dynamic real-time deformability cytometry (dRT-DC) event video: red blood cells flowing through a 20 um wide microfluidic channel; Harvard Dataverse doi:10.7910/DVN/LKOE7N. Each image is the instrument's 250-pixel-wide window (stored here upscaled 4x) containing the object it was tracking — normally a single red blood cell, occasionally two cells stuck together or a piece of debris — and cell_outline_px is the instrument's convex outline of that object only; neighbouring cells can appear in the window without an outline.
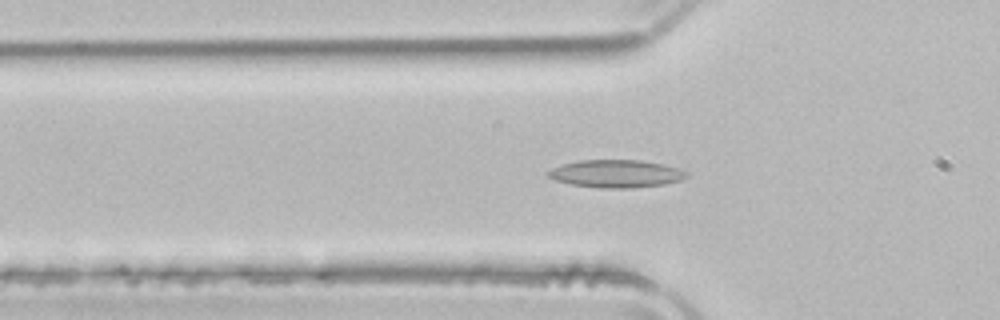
{"species": "common noctule bat (a hibernating species)", "species_latin": "Nyctalus noctula", "temperature_condition": "room temperature", "stored_images_in_passage": 53, "camera_frame_rate_fps": 3000, "um_per_image_px": 0.085, "animal": {"sex": "male", "body_mass_g": 21.5, "forearm_length_mm": 52.0}, "frame": {"image": 1, "passage_image": 17, "time_ms": 5.333, "image_size_px": [1000, 320], "cell_outline_px": [[688, 176], [680, 180], [664, 184], [632, 188], [600, 188], [572, 184], [556, 180], [548, 176], [548, 172], [552, 168], [564, 164], [580, 160], [640, 160], [664, 164], [688, 172]], "centroid_in_image_um": [52.39, 14.76], "position_along_channel_um": 73.4, "area_um2": 22.14}}
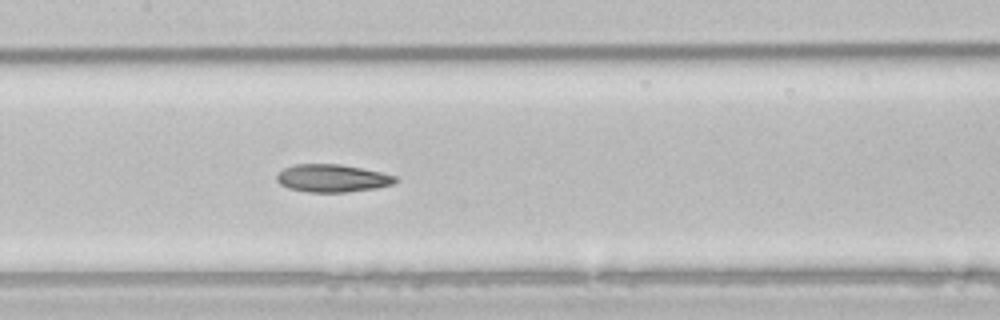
{"frame": {"image": 2, "passage_image": 25, "time_ms": 8.0, "image_size_px": [1000, 320], "cell_outline_px": [[400, 180], [392, 184], [376, 188], [348, 192], [308, 192], [288, 188], [280, 184], [276, 180], [276, 176], [284, 168], [296, 164], [340, 164], [380, 172], [396, 176]], "centroid_in_image_um": [28.25, 15.15], "position_along_channel_um": 179.2, "area_um2": 19.13}}
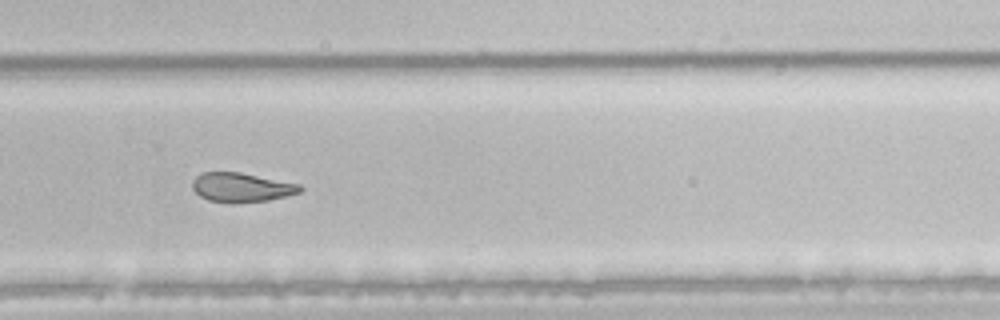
{"frame": {"image": 3, "passage_image": 35, "time_ms": 11.333, "image_size_px": [1000, 320], "cell_outline_px": [[304, 188], [300, 192], [268, 200], [232, 204], [208, 200], [200, 196], [192, 188], [192, 180], [200, 172], [240, 172], [300, 184]], "centroid_in_image_um": [20.49, 15.93], "position_along_channel_um": 309.3, "area_um2": 18.5}, "authors_computed_cell_mechanics": {"area_um2": 21.5016, "velocity_mm_per_s": 3.9269, "shape_relaxation_time_tau1_ms": null, "shape_relaxation_time_tau2_ms": 4.3941, "deformation_change_tau1": null, "deformation_change_tau2": 0.1253}}